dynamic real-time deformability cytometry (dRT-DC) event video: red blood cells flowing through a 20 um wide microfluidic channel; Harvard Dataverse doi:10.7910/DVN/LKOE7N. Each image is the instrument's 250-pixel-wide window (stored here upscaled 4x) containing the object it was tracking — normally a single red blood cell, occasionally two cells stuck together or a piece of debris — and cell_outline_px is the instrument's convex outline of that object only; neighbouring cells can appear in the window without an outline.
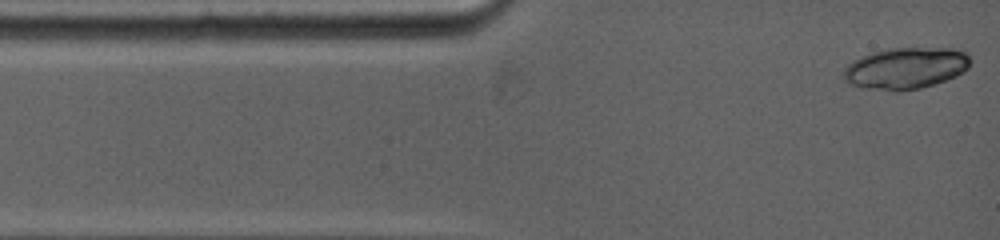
{"species": "common noctule bat (a hibernating species)", "species_latin": "Nyctalus noctula", "temperature_condition": "warm", "stored_images_in_passage": 4, "camera_frame_rate_fps": 5000, "um_per_image_px": 0.085, "animal": {"sex": "female", "body_mass_g": 19.0, "forearm_length_mm": 53.3}, "frame": {"image": 1, "passage_image": 1, "time_ms": 0.0, "image_size_px": [1000, 240], "cell_outline_px": [[968, 68], [956, 76], [920, 88], [896, 92], [868, 88], [852, 84], [844, 80], [844, 68], [852, 60], [872, 52], [888, 48], [948, 48], [964, 52], [968, 56]], "centroid_in_image_um": [76.94, 5.79], "position_along_channel_um": 8.1, "area_um2": 30.35}}